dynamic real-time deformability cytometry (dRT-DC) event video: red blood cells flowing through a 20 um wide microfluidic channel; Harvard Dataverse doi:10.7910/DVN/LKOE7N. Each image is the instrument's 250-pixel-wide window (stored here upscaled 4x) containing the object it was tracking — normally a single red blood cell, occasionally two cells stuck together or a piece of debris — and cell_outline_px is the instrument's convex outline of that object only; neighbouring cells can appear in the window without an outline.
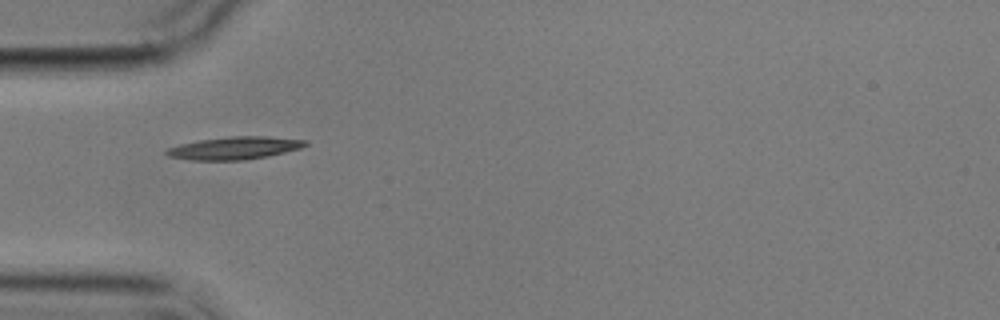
{"species": "common noctule bat (a hibernating species)", "species_latin": "Nyctalus noctula", "temperature_condition": "cold", "stored_images_in_passage": 2, "camera_frame_rate_fps": 3000, "um_per_image_px": 0.085, "animal": {"sex": "male", "body_mass_g": 17.9}, "frame": {"image": 1, "passage_image": 1, "time_ms": 0.0, "image_size_px": [1000, 320], "cell_outline_px": [[308, 144], [300, 148], [268, 156], [244, 160], [192, 160], [168, 156], [164, 152], [168, 148], [180, 144], [200, 140], [228, 136], [268, 136], [308, 140]], "centroid_in_image_um": [19.95, 12.58], "position_along_channel_um": 65.1, "area_um2": 18.32}}
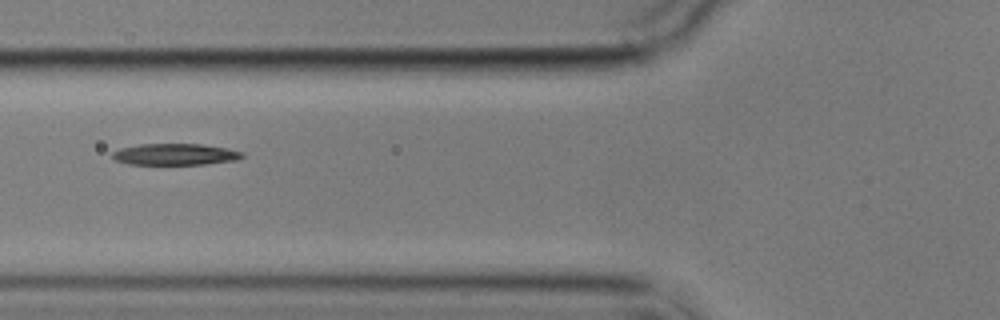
{"frame": {"image": 2, "passage_image": 2, "time_ms": 1.333, "image_size_px": [1000, 320], "cell_outline_px": [[244, 156], [236, 160], [204, 164], [128, 164], [116, 160], [112, 156], [112, 152], [120, 148], [140, 144], [204, 144], [244, 152]], "centroid_in_image_um": [14.88, 13.11], "position_along_channel_um": 110.9, "area_um2": 16.13}}